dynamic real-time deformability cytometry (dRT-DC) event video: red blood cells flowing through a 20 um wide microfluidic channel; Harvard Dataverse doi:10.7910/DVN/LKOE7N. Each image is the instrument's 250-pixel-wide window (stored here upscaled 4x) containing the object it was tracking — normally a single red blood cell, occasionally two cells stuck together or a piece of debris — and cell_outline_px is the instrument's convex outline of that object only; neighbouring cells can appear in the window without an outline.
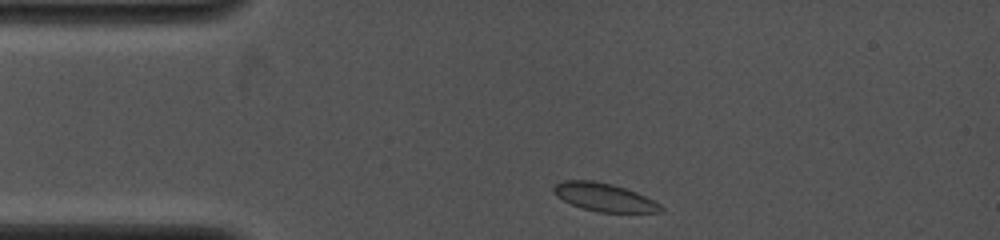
{"species": "common noctule bat (a hibernating species)", "species_latin": "Nyctalus noctula", "temperature_condition": "cold", "stored_images_in_passage": 13, "camera_frame_rate_fps": 4000, "um_per_image_px": 0.085, "animal": {"sex": "female", "body_mass_g": 19.0, "forearm_length_mm": 53.3}, "frame": {"image": 1, "passage_image": 1, "time_ms": 0.0, "image_size_px": [1000, 240], "cell_outline_px": [[664, 212], [600, 212], [584, 208], [572, 204], [556, 196], [552, 192], [552, 188], [556, 184], [564, 180], [592, 180], [612, 184], [636, 192], [660, 204], [664, 208]], "centroid_in_image_um": [51.35, 16.76], "position_along_channel_um": 33.7, "area_um2": 17.4}}